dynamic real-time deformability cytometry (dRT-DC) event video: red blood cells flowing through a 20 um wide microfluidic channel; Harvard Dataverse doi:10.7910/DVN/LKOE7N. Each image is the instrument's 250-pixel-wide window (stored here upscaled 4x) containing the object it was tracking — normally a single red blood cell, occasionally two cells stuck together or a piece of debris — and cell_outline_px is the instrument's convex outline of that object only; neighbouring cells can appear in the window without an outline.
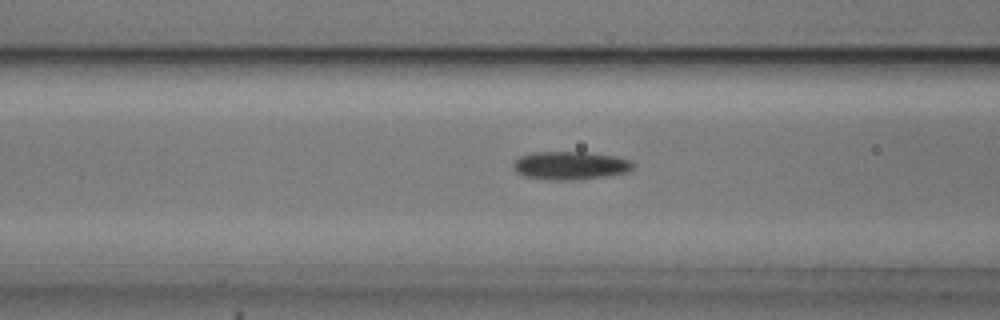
{"species": "common noctule bat (a hibernating species)", "species_latin": "Nyctalus noctula", "temperature_condition": "cold", "stored_images_in_passage": 55, "camera_frame_rate_fps": 3000, "um_per_image_px": 0.085, "animal": {"sex": "male", "body_mass_g": 20.5, "forearm_length_mm": 52.5}, "frame": {"image": 1, "passage_image": 22, "time_ms": 7.0, "image_size_px": [1000, 320], "cell_outline_px": [[632, 168], [624, 172], [604, 176], [572, 180], [552, 180], [524, 176], [516, 172], [512, 168], [512, 164], [520, 156], [532, 152], [584, 152], [616, 156], [632, 160]], "centroid_in_image_um": [48.42, 14.06], "position_along_channel_um": 118.2, "area_um2": 19.54}}
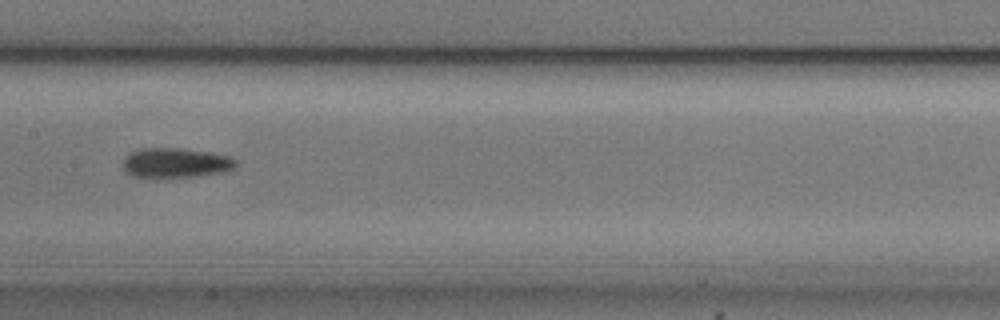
{"frame": {"image": 2, "passage_image": 28, "time_ms": 9.0, "image_size_px": [1000, 320], "cell_outline_px": [[236, 164], [228, 172], [196, 176], [132, 176], [124, 168], [124, 156], [128, 152], [140, 148], [180, 148], [212, 152], [228, 156], [236, 160]], "centroid_in_image_um": [14.95, 13.81], "position_along_channel_um": 192.5, "area_um2": 19.42}}
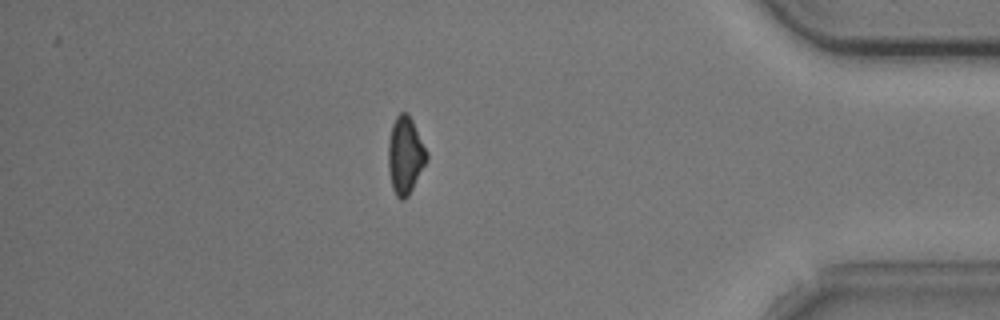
{"frame": {"image": 3, "passage_image": 48, "time_ms": 15.667, "image_size_px": [1000, 320], "cell_outline_px": [[428, 160], [408, 196], [404, 200], [400, 200], [396, 196], [392, 188], [388, 168], [388, 140], [392, 124], [396, 116], [400, 112], [408, 112], [428, 152]], "centroid_in_image_um": [34.44, 13.2], "position_along_channel_um": 400.8, "area_um2": 17.51}}